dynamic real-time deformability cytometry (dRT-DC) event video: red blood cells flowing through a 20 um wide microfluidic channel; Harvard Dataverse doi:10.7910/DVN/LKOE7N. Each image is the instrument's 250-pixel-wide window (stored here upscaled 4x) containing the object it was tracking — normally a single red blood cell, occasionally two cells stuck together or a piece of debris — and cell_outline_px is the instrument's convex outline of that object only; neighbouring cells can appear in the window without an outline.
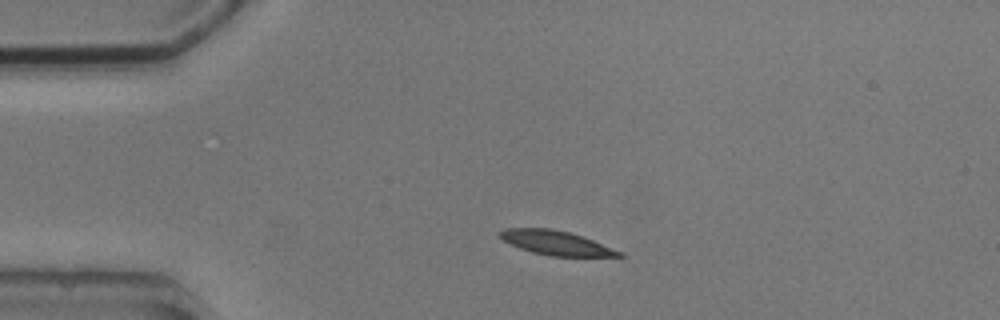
{"species": "common noctule bat (a hibernating species)", "species_latin": "Nyctalus noctula", "temperature_condition": "cold", "stored_images_in_passage": 1, "camera_frame_rate_fps": 3000, "um_per_image_px": 0.085, "animal": {"sex": "male", "body_mass_g": 20.5, "forearm_length_mm": 52.5}, "frame": {"image": 1, "passage_image": 1, "time_ms": 0.0, "image_size_px": [1000, 320], "cell_outline_px": [[624, 256], [548, 256], [532, 252], [520, 248], [504, 240], [500, 236], [500, 232], [504, 228], [548, 228], [568, 232], [592, 240], [624, 252]], "centroid_in_image_um": [47.28, 20.65], "position_along_channel_um": 37.7, "area_um2": 16.53}}